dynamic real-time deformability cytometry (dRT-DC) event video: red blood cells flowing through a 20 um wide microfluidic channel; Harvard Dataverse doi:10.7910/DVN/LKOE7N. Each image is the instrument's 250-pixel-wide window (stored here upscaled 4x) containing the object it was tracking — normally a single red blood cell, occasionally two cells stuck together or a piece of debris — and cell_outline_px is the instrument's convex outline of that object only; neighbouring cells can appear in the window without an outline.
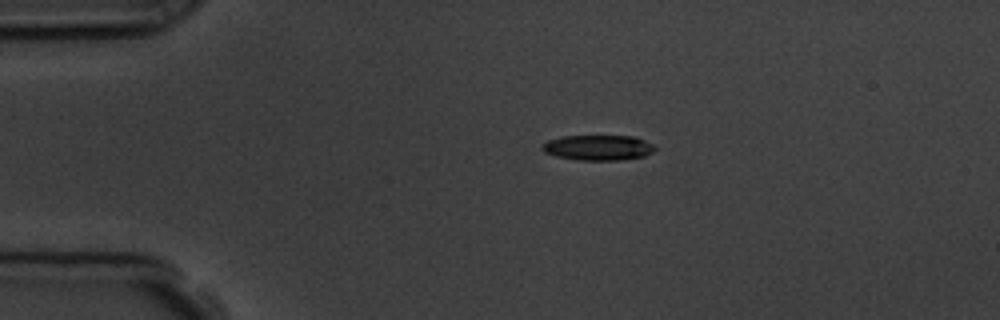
{"species": "common noctule bat (a hibernating species)", "species_latin": "Nyctalus noctula", "temperature_condition": "room temperature", "stored_images_in_passage": 5, "camera_frame_rate_fps": 3000, "um_per_image_px": 0.085, "animal": {"sex": "male", "body_mass_g": 19.5, "forearm_length_mm": 54.6}, "frame": {"image": 1, "passage_image": 2, "time_ms": 1.333, "image_size_px": [1000, 320], "cell_outline_px": [[656, 148], [652, 152], [644, 156], [620, 160], [576, 160], [556, 156], [544, 152], [540, 148], [540, 144], [548, 140], [560, 136], [636, 136], [652, 144]], "centroid_in_image_um": [50.79, 12.54], "position_along_channel_um": 34.2, "area_um2": 16.76}}
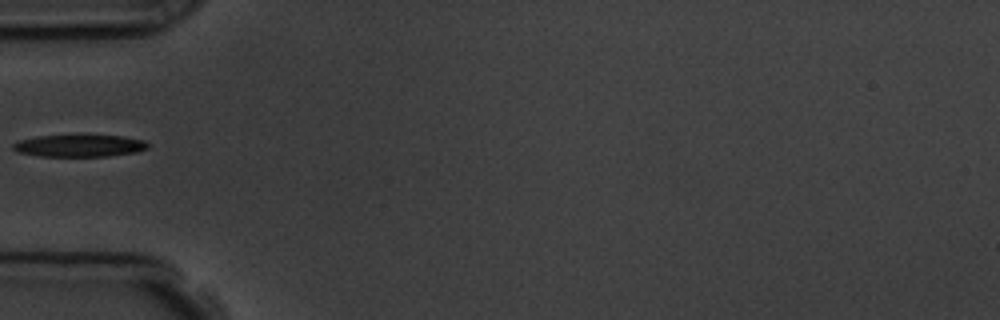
{"frame": {"image": 2, "passage_image": 4, "time_ms": 3.667, "image_size_px": [1000, 320], "cell_outline_px": [[148, 148], [136, 152], [108, 156], [40, 156], [16, 152], [12, 148], [12, 144], [20, 140], [36, 136], [124, 136], [144, 140], [148, 144]], "centroid_in_image_um": [6.73, 12.39], "position_along_channel_um": 78.3, "area_um2": 17.17}}